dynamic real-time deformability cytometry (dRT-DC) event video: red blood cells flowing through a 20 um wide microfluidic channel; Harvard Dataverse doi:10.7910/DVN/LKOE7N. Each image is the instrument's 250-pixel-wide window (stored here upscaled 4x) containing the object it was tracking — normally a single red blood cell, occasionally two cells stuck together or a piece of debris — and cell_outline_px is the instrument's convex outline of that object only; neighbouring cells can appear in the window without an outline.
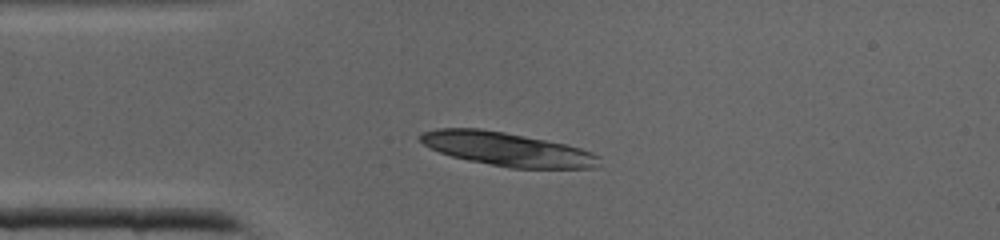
{"species": "common noctule bat (a hibernating species)", "species_latin": "Nyctalus noctula", "temperature_condition": "cold", "stored_images_in_passage": 29, "camera_frame_rate_fps": 3000, "um_per_image_px": 0.085, "animal": {"sex": "male", "body_mass_g": 19.0, "forearm_length_mm": 50.8}, "frame": {"image": 1, "passage_image": 9, "time_ms": 2.667, "image_size_px": [1000, 240], "cell_outline_px": [[552, 144], [504, 164], [480, 160], [460, 156], [436, 148], [436, 132], [496, 132]], "centroid_in_image_um": [41.42, 12.39], "position_along_channel_um": 43.6, "area_um2": 17.63}}